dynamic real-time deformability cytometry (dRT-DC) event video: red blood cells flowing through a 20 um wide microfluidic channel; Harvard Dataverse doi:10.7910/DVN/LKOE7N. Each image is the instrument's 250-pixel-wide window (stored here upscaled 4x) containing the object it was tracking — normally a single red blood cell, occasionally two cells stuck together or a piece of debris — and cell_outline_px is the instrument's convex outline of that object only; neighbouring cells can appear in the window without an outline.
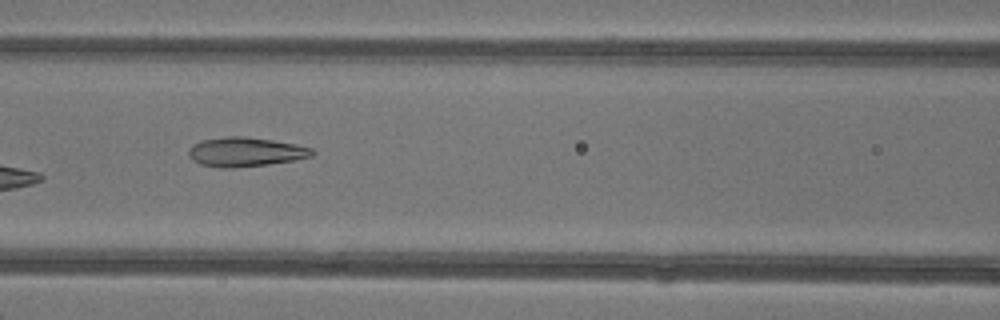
{"species": "common noctule bat (a hibernating species)", "species_latin": "Nyctalus noctula", "temperature_condition": "warm", "stored_images_in_passage": 7, "camera_frame_rate_fps": 3000, "um_per_image_px": 0.085, "animal": {"sex": "female"}, "frame": {"image": 1, "passage_image": 6, "time_ms": 6.0, "image_size_px": [1000, 320], "cell_outline_px": [[316, 152], [312, 156], [296, 160], [268, 164], [232, 168], [224, 168], [200, 164], [192, 160], [188, 156], [188, 148], [192, 144], [200, 140], [224, 136], [244, 136], [272, 140], [296, 144], [312, 148]], "centroid_in_image_um": [20.84, 12.9], "position_along_channel_um": 145.8, "area_um2": 21.33}}
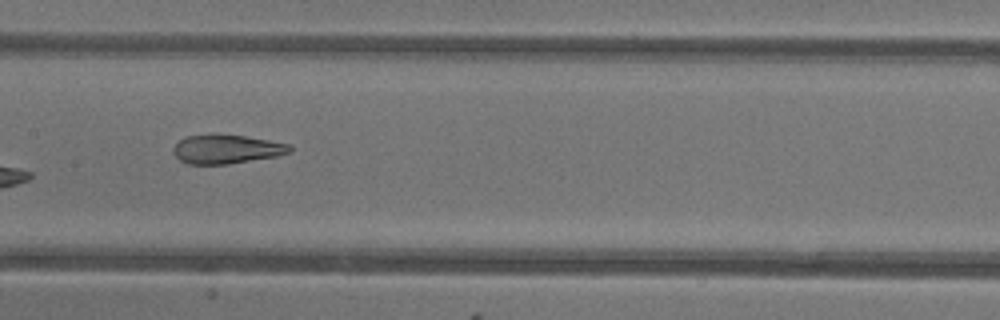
{"frame": {"image": 2, "passage_image": 7, "time_ms": 7.0, "image_size_px": [1000, 320], "cell_outline_px": [[292, 152], [276, 156], [228, 164], [188, 164], [180, 160], [172, 152], [172, 148], [180, 140], [188, 136], [244, 136], [268, 140], [288, 144], [292, 148]], "centroid_in_image_um": [19.26, 12.71], "position_along_channel_um": 188.1, "area_um2": 19.07}}